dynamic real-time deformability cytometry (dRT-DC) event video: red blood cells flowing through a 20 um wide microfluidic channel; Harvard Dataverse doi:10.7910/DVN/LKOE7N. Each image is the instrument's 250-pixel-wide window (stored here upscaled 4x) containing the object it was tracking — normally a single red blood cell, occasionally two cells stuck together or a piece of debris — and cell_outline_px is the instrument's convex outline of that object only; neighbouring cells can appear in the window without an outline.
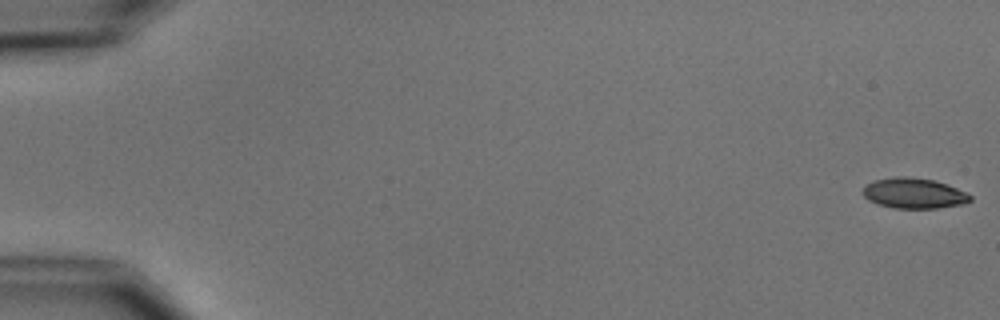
{"species": "common noctule bat (a hibernating species)", "species_latin": "Nyctalus noctula", "temperature_condition": "cold", "stored_images_in_passage": 5, "camera_frame_rate_fps": 3000, "um_per_image_px": 0.085, "animal": {"sex": "male", "body_mass_g": 15.6}, "frame": {"image": 1, "passage_image": 1, "time_ms": 0.0, "image_size_px": [1000, 320], "cell_outline_px": [[972, 200], [964, 204], [936, 208], [892, 208], [868, 200], [860, 192], [872, 180], [896, 176], [908, 176], [932, 180], [968, 192], [972, 196]], "centroid_in_image_um": [77.67, 16.42], "position_along_channel_um": 7.3, "area_um2": 19.07}}
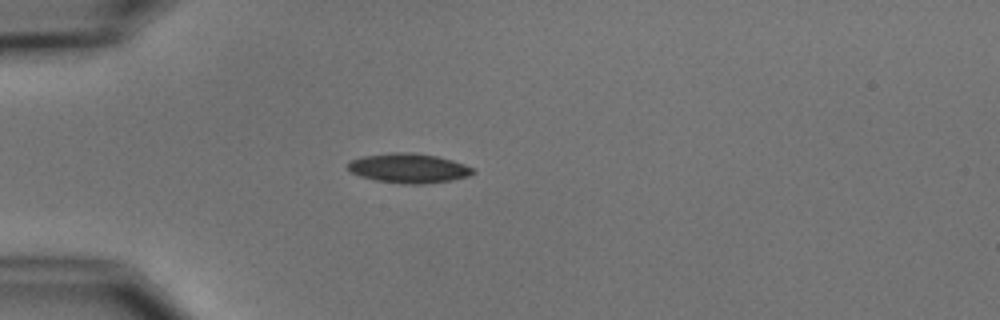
{"frame": {"image": 2, "passage_image": 4, "time_ms": 5.0, "image_size_px": [1000, 320], "cell_outline_px": [[476, 172], [468, 176], [452, 180], [424, 184], [400, 184], [376, 180], [360, 176], [352, 172], [348, 168], [348, 164], [352, 160], [364, 156], [392, 152], [412, 152], [436, 156], [452, 160], [464, 164], [472, 168]], "centroid_in_image_um": [34.75, 14.3], "position_along_channel_um": 50.2, "area_um2": 21.44}}